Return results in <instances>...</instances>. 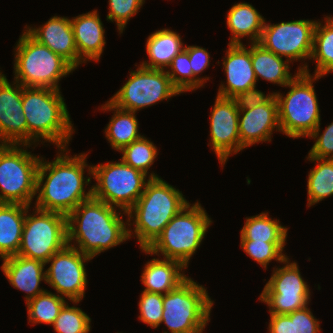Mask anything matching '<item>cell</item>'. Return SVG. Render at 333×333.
I'll return each instance as SVG.
<instances>
[{"label": "cell", "mask_w": 333, "mask_h": 333, "mask_svg": "<svg viewBox=\"0 0 333 333\" xmlns=\"http://www.w3.org/2000/svg\"><path fill=\"white\" fill-rule=\"evenodd\" d=\"M59 150L61 152L52 162L44 161L43 157L40 159L35 208L68 216L80 203L93 196L92 186L85 192V186L91 183L92 165L87 164L86 153L69 156V149ZM85 167L90 177H84Z\"/></svg>", "instance_id": "cell-1"}, {"label": "cell", "mask_w": 333, "mask_h": 333, "mask_svg": "<svg viewBox=\"0 0 333 333\" xmlns=\"http://www.w3.org/2000/svg\"><path fill=\"white\" fill-rule=\"evenodd\" d=\"M121 214L127 215L93 196L83 201L67 216V245L93 259L127 241L129 222Z\"/></svg>", "instance_id": "cell-2"}, {"label": "cell", "mask_w": 333, "mask_h": 333, "mask_svg": "<svg viewBox=\"0 0 333 333\" xmlns=\"http://www.w3.org/2000/svg\"><path fill=\"white\" fill-rule=\"evenodd\" d=\"M144 192L138 201L127 212L129 239L136 236L140 249H147L162 233L165 226L177 215L189 202L184 198L182 191L174 188L157 174L148 176ZM134 219V220H133Z\"/></svg>", "instance_id": "cell-3"}, {"label": "cell", "mask_w": 333, "mask_h": 333, "mask_svg": "<svg viewBox=\"0 0 333 333\" xmlns=\"http://www.w3.org/2000/svg\"><path fill=\"white\" fill-rule=\"evenodd\" d=\"M60 90L22 86V108L27 122V145L39 140L68 148L73 124Z\"/></svg>", "instance_id": "cell-4"}, {"label": "cell", "mask_w": 333, "mask_h": 333, "mask_svg": "<svg viewBox=\"0 0 333 333\" xmlns=\"http://www.w3.org/2000/svg\"><path fill=\"white\" fill-rule=\"evenodd\" d=\"M300 71L285 87L286 96L274 92L278 102L280 130L290 138L309 137L320 124L318 99L313 86L321 79L311 75L307 63L298 67Z\"/></svg>", "instance_id": "cell-5"}, {"label": "cell", "mask_w": 333, "mask_h": 333, "mask_svg": "<svg viewBox=\"0 0 333 333\" xmlns=\"http://www.w3.org/2000/svg\"><path fill=\"white\" fill-rule=\"evenodd\" d=\"M212 224L206 210L199 202L189 203L165 226L162 233L147 248L145 254L181 262L187 269L190 258L200 247L207 229Z\"/></svg>", "instance_id": "cell-6"}, {"label": "cell", "mask_w": 333, "mask_h": 333, "mask_svg": "<svg viewBox=\"0 0 333 333\" xmlns=\"http://www.w3.org/2000/svg\"><path fill=\"white\" fill-rule=\"evenodd\" d=\"M22 33L14 50V81L23 87L60 90L58 82L75 69L26 30Z\"/></svg>", "instance_id": "cell-7"}, {"label": "cell", "mask_w": 333, "mask_h": 333, "mask_svg": "<svg viewBox=\"0 0 333 333\" xmlns=\"http://www.w3.org/2000/svg\"><path fill=\"white\" fill-rule=\"evenodd\" d=\"M207 292L205 287L188 277L163 295L161 324L164 323L170 333H202L210 321L214 304Z\"/></svg>", "instance_id": "cell-8"}, {"label": "cell", "mask_w": 333, "mask_h": 333, "mask_svg": "<svg viewBox=\"0 0 333 333\" xmlns=\"http://www.w3.org/2000/svg\"><path fill=\"white\" fill-rule=\"evenodd\" d=\"M30 146L0 144V203L30 206L37 195V169L41 157L28 152L26 149Z\"/></svg>", "instance_id": "cell-9"}, {"label": "cell", "mask_w": 333, "mask_h": 333, "mask_svg": "<svg viewBox=\"0 0 333 333\" xmlns=\"http://www.w3.org/2000/svg\"><path fill=\"white\" fill-rule=\"evenodd\" d=\"M93 197L106 204L128 212L144 192L149 179L121 159L118 162L92 165Z\"/></svg>", "instance_id": "cell-10"}, {"label": "cell", "mask_w": 333, "mask_h": 333, "mask_svg": "<svg viewBox=\"0 0 333 333\" xmlns=\"http://www.w3.org/2000/svg\"><path fill=\"white\" fill-rule=\"evenodd\" d=\"M26 217L17 253L44 263L67 245V216L57 212L43 211L35 208Z\"/></svg>", "instance_id": "cell-11"}, {"label": "cell", "mask_w": 333, "mask_h": 333, "mask_svg": "<svg viewBox=\"0 0 333 333\" xmlns=\"http://www.w3.org/2000/svg\"><path fill=\"white\" fill-rule=\"evenodd\" d=\"M180 94L166 70L138 65L136 70L131 71L128 81L109 101L120 109L137 112Z\"/></svg>", "instance_id": "cell-12"}, {"label": "cell", "mask_w": 333, "mask_h": 333, "mask_svg": "<svg viewBox=\"0 0 333 333\" xmlns=\"http://www.w3.org/2000/svg\"><path fill=\"white\" fill-rule=\"evenodd\" d=\"M288 256L282 267L273 273L260 294L259 300L269 307V314H289L308 306L310 289L301 276L298 264L289 262Z\"/></svg>", "instance_id": "cell-13"}, {"label": "cell", "mask_w": 333, "mask_h": 333, "mask_svg": "<svg viewBox=\"0 0 333 333\" xmlns=\"http://www.w3.org/2000/svg\"><path fill=\"white\" fill-rule=\"evenodd\" d=\"M317 21L294 20L278 24L264 23L258 43L277 56L294 62L311 59Z\"/></svg>", "instance_id": "cell-14"}, {"label": "cell", "mask_w": 333, "mask_h": 333, "mask_svg": "<svg viewBox=\"0 0 333 333\" xmlns=\"http://www.w3.org/2000/svg\"><path fill=\"white\" fill-rule=\"evenodd\" d=\"M91 259L78 249L66 245L45 263L46 265L51 263L45 269V283L56 290L58 295L74 304L79 303L84 298L88 283L85 262Z\"/></svg>", "instance_id": "cell-15"}, {"label": "cell", "mask_w": 333, "mask_h": 333, "mask_svg": "<svg viewBox=\"0 0 333 333\" xmlns=\"http://www.w3.org/2000/svg\"><path fill=\"white\" fill-rule=\"evenodd\" d=\"M210 114V145L220 165L240 152L239 110L233 98L216 96Z\"/></svg>", "instance_id": "cell-16"}, {"label": "cell", "mask_w": 333, "mask_h": 333, "mask_svg": "<svg viewBox=\"0 0 333 333\" xmlns=\"http://www.w3.org/2000/svg\"><path fill=\"white\" fill-rule=\"evenodd\" d=\"M2 73L0 72V144L27 145L22 86L16 81L10 84Z\"/></svg>", "instance_id": "cell-17"}, {"label": "cell", "mask_w": 333, "mask_h": 333, "mask_svg": "<svg viewBox=\"0 0 333 333\" xmlns=\"http://www.w3.org/2000/svg\"><path fill=\"white\" fill-rule=\"evenodd\" d=\"M242 115V116H241ZM240 151L260 142H270L272 132L280 130L278 102L275 94L259 106L239 110Z\"/></svg>", "instance_id": "cell-18"}, {"label": "cell", "mask_w": 333, "mask_h": 333, "mask_svg": "<svg viewBox=\"0 0 333 333\" xmlns=\"http://www.w3.org/2000/svg\"><path fill=\"white\" fill-rule=\"evenodd\" d=\"M223 58V70L226 74V85L221 82L218 96L233 98L256 86L257 78L251 61V45L229 44Z\"/></svg>", "instance_id": "cell-19"}, {"label": "cell", "mask_w": 333, "mask_h": 333, "mask_svg": "<svg viewBox=\"0 0 333 333\" xmlns=\"http://www.w3.org/2000/svg\"><path fill=\"white\" fill-rule=\"evenodd\" d=\"M25 30L39 43L60 55L74 69L78 67V51L71 20L67 17L52 16L39 27L25 26Z\"/></svg>", "instance_id": "cell-20"}, {"label": "cell", "mask_w": 333, "mask_h": 333, "mask_svg": "<svg viewBox=\"0 0 333 333\" xmlns=\"http://www.w3.org/2000/svg\"><path fill=\"white\" fill-rule=\"evenodd\" d=\"M2 260V272L10 285L27 294L26 303L46 291V289L39 288L41 281L46 282V272L44 271L46 264L44 262L19 255L9 256Z\"/></svg>", "instance_id": "cell-21"}, {"label": "cell", "mask_w": 333, "mask_h": 333, "mask_svg": "<svg viewBox=\"0 0 333 333\" xmlns=\"http://www.w3.org/2000/svg\"><path fill=\"white\" fill-rule=\"evenodd\" d=\"M71 20L78 51V66L99 61L106 45L105 30L97 10L80 14Z\"/></svg>", "instance_id": "cell-22"}, {"label": "cell", "mask_w": 333, "mask_h": 333, "mask_svg": "<svg viewBox=\"0 0 333 333\" xmlns=\"http://www.w3.org/2000/svg\"><path fill=\"white\" fill-rule=\"evenodd\" d=\"M185 268L176 260L152 258L145 264L141 275V281L145 286L143 291L164 295L174 290L188 278L182 273Z\"/></svg>", "instance_id": "cell-23"}, {"label": "cell", "mask_w": 333, "mask_h": 333, "mask_svg": "<svg viewBox=\"0 0 333 333\" xmlns=\"http://www.w3.org/2000/svg\"><path fill=\"white\" fill-rule=\"evenodd\" d=\"M227 28L231 31L229 44H243L241 38L250 37V43H258L265 19L249 3L240 2L234 4L227 14Z\"/></svg>", "instance_id": "cell-24"}, {"label": "cell", "mask_w": 333, "mask_h": 333, "mask_svg": "<svg viewBox=\"0 0 333 333\" xmlns=\"http://www.w3.org/2000/svg\"><path fill=\"white\" fill-rule=\"evenodd\" d=\"M26 217V206L0 203V258L17 255Z\"/></svg>", "instance_id": "cell-25"}, {"label": "cell", "mask_w": 333, "mask_h": 333, "mask_svg": "<svg viewBox=\"0 0 333 333\" xmlns=\"http://www.w3.org/2000/svg\"><path fill=\"white\" fill-rule=\"evenodd\" d=\"M180 35L170 29H160L150 34L146 42L148 61L140 65L157 70H166L173 58L184 49Z\"/></svg>", "instance_id": "cell-26"}, {"label": "cell", "mask_w": 333, "mask_h": 333, "mask_svg": "<svg viewBox=\"0 0 333 333\" xmlns=\"http://www.w3.org/2000/svg\"><path fill=\"white\" fill-rule=\"evenodd\" d=\"M251 61L255 76L265 79L279 86H286L300 71L294 76L289 72V63L283 60L281 56H277L269 50L263 48L259 43H251Z\"/></svg>", "instance_id": "cell-27"}, {"label": "cell", "mask_w": 333, "mask_h": 333, "mask_svg": "<svg viewBox=\"0 0 333 333\" xmlns=\"http://www.w3.org/2000/svg\"><path fill=\"white\" fill-rule=\"evenodd\" d=\"M101 106V110L115 111L104 133L111 147L116 151L119 152L122 148L143 136L138 132L136 112L120 109L110 101Z\"/></svg>", "instance_id": "cell-28"}, {"label": "cell", "mask_w": 333, "mask_h": 333, "mask_svg": "<svg viewBox=\"0 0 333 333\" xmlns=\"http://www.w3.org/2000/svg\"><path fill=\"white\" fill-rule=\"evenodd\" d=\"M246 222L240 231L241 240L255 242H286L288 228L279 220L269 217L268 212L246 217Z\"/></svg>", "instance_id": "cell-29"}, {"label": "cell", "mask_w": 333, "mask_h": 333, "mask_svg": "<svg viewBox=\"0 0 333 333\" xmlns=\"http://www.w3.org/2000/svg\"><path fill=\"white\" fill-rule=\"evenodd\" d=\"M324 20V25L317 21L315 26L311 55L317 63L314 75L319 77L333 72V17L326 16Z\"/></svg>", "instance_id": "cell-30"}, {"label": "cell", "mask_w": 333, "mask_h": 333, "mask_svg": "<svg viewBox=\"0 0 333 333\" xmlns=\"http://www.w3.org/2000/svg\"><path fill=\"white\" fill-rule=\"evenodd\" d=\"M307 160L317 164L309 171L307 179V206L310 207L333 196V159L307 156Z\"/></svg>", "instance_id": "cell-31"}, {"label": "cell", "mask_w": 333, "mask_h": 333, "mask_svg": "<svg viewBox=\"0 0 333 333\" xmlns=\"http://www.w3.org/2000/svg\"><path fill=\"white\" fill-rule=\"evenodd\" d=\"M66 303L64 297L46 290L26 303L29 323L53 325Z\"/></svg>", "instance_id": "cell-32"}, {"label": "cell", "mask_w": 333, "mask_h": 333, "mask_svg": "<svg viewBox=\"0 0 333 333\" xmlns=\"http://www.w3.org/2000/svg\"><path fill=\"white\" fill-rule=\"evenodd\" d=\"M157 147L145 136L122 148L121 160L129 166L148 175V170L157 158Z\"/></svg>", "instance_id": "cell-33"}, {"label": "cell", "mask_w": 333, "mask_h": 333, "mask_svg": "<svg viewBox=\"0 0 333 333\" xmlns=\"http://www.w3.org/2000/svg\"><path fill=\"white\" fill-rule=\"evenodd\" d=\"M168 68L170 69L166 70L167 75L180 93L195 91L203 87V84L193 75L189 55L185 48L173 58Z\"/></svg>", "instance_id": "cell-34"}, {"label": "cell", "mask_w": 333, "mask_h": 333, "mask_svg": "<svg viewBox=\"0 0 333 333\" xmlns=\"http://www.w3.org/2000/svg\"><path fill=\"white\" fill-rule=\"evenodd\" d=\"M286 242H255L254 240H241V248L264 269L272 260L283 263L287 255L283 253Z\"/></svg>", "instance_id": "cell-35"}, {"label": "cell", "mask_w": 333, "mask_h": 333, "mask_svg": "<svg viewBox=\"0 0 333 333\" xmlns=\"http://www.w3.org/2000/svg\"><path fill=\"white\" fill-rule=\"evenodd\" d=\"M91 318L79 307L66 303L52 325L57 333H89Z\"/></svg>", "instance_id": "cell-36"}, {"label": "cell", "mask_w": 333, "mask_h": 333, "mask_svg": "<svg viewBox=\"0 0 333 333\" xmlns=\"http://www.w3.org/2000/svg\"><path fill=\"white\" fill-rule=\"evenodd\" d=\"M139 320L152 328L160 326L163 313V295L142 291L139 300Z\"/></svg>", "instance_id": "cell-37"}, {"label": "cell", "mask_w": 333, "mask_h": 333, "mask_svg": "<svg viewBox=\"0 0 333 333\" xmlns=\"http://www.w3.org/2000/svg\"><path fill=\"white\" fill-rule=\"evenodd\" d=\"M145 0H109L108 21L116 22L119 34L123 33L130 18L138 13Z\"/></svg>", "instance_id": "cell-38"}, {"label": "cell", "mask_w": 333, "mask_h": 333, "mask_svg": "<svg viewBox=\"0 0 333 333\" xmlns=\"http://www.w3.org/2000/svg\"><path fill=\"white\" fill-rule=\"evenodd\" d=\"M319 132L320 124L309 136L310 138L316 139V141L310 149L308 156L315 158L333 159V122L326 127L321 135Z\"/></svg>", "instance_id": "cell-39"}, {"label": "cell", "mask_w": 333, "mask_h": 333, "mask_svg": "<svg viewBox=\"0 0 333 333\" xmlns=\"http://www.w3.org/2000/svg\"><path fill=\"white\" fill-rule=\"evenodd\" d=\"M189 55L190 65L193 75L204 85L209 77H200L199 74L204 72L210 65V54L209 52L200 46H184ZM198 75V76H197Z\"/></svg>", "instance_id": "cell-40"}, {"label": "cell", "mask_w": 333, "mask_h": 333, "mask_svg": "<svg viewBox=\"0 0 333 333\" xmlns=\"http://www.w3.org/2000/svg\"><path fill=\"white\" fill-rule=\"evenodd\" d=\"M287 315L294 320L295 333H320V321L314 318L308 306Z\"/></svg>", "instance_id": "cell-41"}, {"label": "cell", "mask_w": 333, "mask_h": 333, "mask_svg": "<svg viewBox=\"0 0 333 333\" xmlns=\"http://www.w3.org/2000/svg\"><path fill=\"white\" fill-rule=\"evenodd\" d=\"M274 94L275 93L273 92L265 95L260 90H257L255 86L245 92L238 93L233 99L238 110H247L267 102Z\"/></svg>", "instance_id": "cell-42"}, {"label": "cell", "mask_w": 333, "mask_h": 333, "mask_svg": "<svg viewBox=\"0 0 333 333\" xmlns=\"http://www.w3.org/2000/svg\"><path fill=\"white\" fill-rule=\"evenodd\" d=\"M268 333H295L294 320L287 314H270Z\"/></svg>", "instance_id": "cell-43"}]
</instances>
